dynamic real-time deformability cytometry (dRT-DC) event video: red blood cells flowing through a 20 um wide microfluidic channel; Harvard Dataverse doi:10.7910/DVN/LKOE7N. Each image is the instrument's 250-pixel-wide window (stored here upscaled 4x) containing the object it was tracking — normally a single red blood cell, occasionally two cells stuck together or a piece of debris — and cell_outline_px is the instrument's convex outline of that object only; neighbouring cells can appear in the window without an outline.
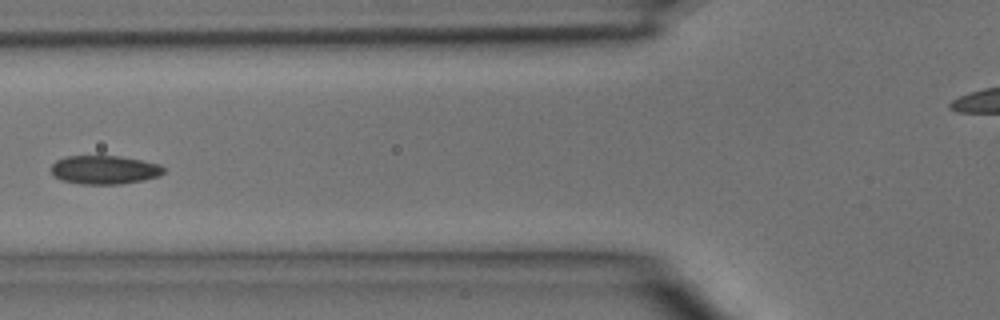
{"species": "common noctule bat (a hibernating species)", "species_latin": "Nyctalus noctula", "temperature_condition": "room temperature", "stored_images_in_passage": 5, "camera_frame_rate_fps": 3000, "um_per_image_px": 0.085, "animal": {"sex": "male", "body_mass_g": 15.6}, "frame": {"image": 1, "passage_image": 4, "time_ms": 1.0, "image_size_px": [1000, 320], "cell_outline_px": [[164, 172], [160, 176], [144, 180], [120, 184], [80, 184], [60, 180], [52, 176], [52, 164], [56, 160], [68, 156], [120, 156], [160, 164], [164, 168]], "centroid_in_image_um": [8.87, 14.44], "position_along_channel_um": 116.9, "area_um2": 18.9}}